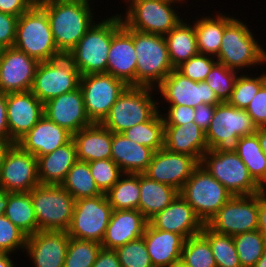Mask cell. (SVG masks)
<instances>
[{
    "instance_id": "obj_1",
    "label": "cell",
    "mask_w": 266,
    "mask_h": 267,
    "mask_svg": "<svg viewBox=\"0 0 266 267\" xmlns=\"http://www.w3.org/2000/svg\"><path fill=\"white\" fill-rule=\"evenodd\" d=\"M89 2L92 3L91 0L38 3L48 16L56 47L62 55H67L96 22L93 16L96 13Z\"/></svg>"
},
{
    "instance_id": "obj_2",
    "label": "cell",
    "mask_w": 266,
    "mask_h": 267,
    "mask_svg": "<svg viewBox=\"0 0 266 267\" xmlns=\"http://www.w3.org/2000/svg\"><path fill=\"white\" fill-rule=\"evenodd\" d=\"M122 27L117 12L106 19L96 21L76 46L67 54L80 75L106 73L108 52L112 36Z\"/></svg>"
},
{
    "instance_id": "obj_3",
    "label": "cell",
    "mask_w": 266,
    "mask_h": 267,
    "mask_svg": "<svg viewBox=\"0 0 266 267\" xmlns=\"http://www.w3.org/2000/svg\"><path fill=\"white\" fill-rule=\"evenodd\" d=\"M249 27L236 17L225 26L217 62L240 73L266 64V49Z\"/></svg>"
},
{
    "instance_id": "obj_4",
    "label": "cell",
    "mask_w": 266,
    "mask_h": 267,
    "mask_svg": "<svg viewBox=\"0 0 266 267\" xmlns=\"http://www.w3.org/2000/svg\"><path fill=\"white\" fill-rule=\"evenodd\" d=\"M155 90L146 86H127L101 124L112 133H122L150 120L161 109L159 99L153 98Z\"/></svg>"
},
{
    "instance_id": "obj_5",
    "label": "cell",
    "mask_w": 266,
    "mask_h": 267,
    "mask_svg": "<svg viewBox=\"0 0 266 267\" xmlns=\"http://www.w3.org/2000/svg\"><path fill=\"white\" fill-rule=\"evenodd\" d=\"M137 56L136 86L156 88L174 69L165 36L133 29Z\"/></svg>"
},
{
    "instance_id": "obj_6",
    "label": "cell",
    "mask_w": 266,
    "mask_h": 267,
    "mask_svg": "<svg viewBox=\"0 0 266 267\" xmlns=\"http://www.w3.org/2000/svg\"><path fill=\"white\" fill-rule=\"evenodd\" d=\"M14 47L39 62L62 56L58 51L46 12L33 5L18 17Z\"/></svg>"
},
{
    "instance_id": "obj_7",
    "label": "cell",
    "mask_w": 266,
    "mask_h": 267,
    "mask_svg": "<svg viewBox=\"0 0 266 267\" xmlns=\"http://www.w3.org/2000/svg\"><path fill=\"white\" fill-rule=\"evenodd\" d=\"M180 3L187 1L135 0L126 7V16L120 13V17L130 29L165 36L182 20L178 11Z\"/></svg>"
},
{
    "instance_id": "obj_8",
    "label": "cell",
    "mask_w": 266,
    "mask_h": 267,
    "mask_svg": "<svg viewBox=\"0 0 266 267\" xmlns=\"http://www.w3.org/2000/svg\"><path fill=\"white\" fill-rule=\"evenodd\" d=\"M256 129L245 109L222 102L216 105L210 126L206 130L208 149L236 152L240 137L255 134Z\"/></svg>"
},
{
    "instance_id": "obj_9",
    "label": "cell",
    "mask_w": 266,
    "mask_h": 267,
    "mask_svg": "<svg viewBox=\"0 0 266 267\" xmlns=\"http://www.w3.org/2000/svg\"><path fill=\"white\" fill-rule=\"evenodd\" d=\"M38 231H67L75 199L61 185L40 184L30 191Z\"/></svg>"
},
{
    "instance_id": "obj_10",
    "label": "cell",
    "mask_w": 266,
    "mask_h": 267,
    "mask_svg": "<svg viewBox=\"0 0 266 267\" xmlns=\"http://www.w3.org/2000/svg\"><path fill=\"white\" fill-rule=\"evenodd\" d=\"M179 194L193 208L203 224H207L232 197V194L201 164L193 170Z\"/></svg>"
},
{
    "instance_id": "obj_11",
    "label": "cell",
    "mask_w": 266,
    "mask_h": 267,
    "mask_svg": "<svg viewBox=\"0 0 266 267\" xmlns=\"http://www.w3.org/2000/svg\"><path fill=\"white\" fill-rule=\"evenodd\" d=\"M200 164L218 180L232 196L260 193L259 184L249 174L248 168L236 152L207 150Z\"/></svg>"
},
{
    "instance_id": "obj_12",
    "label": "cell",
    "mask_w": 266,
    "mask_h": 267,
    "mask_svg": "<svg viewBox=\"0 0 266 267\" xmlns=\"http://www.w3.org/2000/svg\"><path fill=\"white\" fill-rule=\"evenodd\" d=\"M80 73L67 55L39 62L31 92L42 102L79 87Z\"/></svg>"
},
{
    "instance_id": "obj_13",
    "label": "cell",
    "mask_w": 266,
    "mask_h": 267,
    "mask_svg": "<svg viewBox=\"0 0 266 267\" xmlns=\"http://www.w3.org/2000/svg\"><path fill=\"white\" fill-rule=\"evenodd\" d=\"M113 208L106 194L75 201L72 220L67 234L75 239L101 243Z\"/></svg>"
},
{
    "instance_id": "obj_14",
    "label": "cell",
    "mask_w": 266,
    "mask_h": 267,
    "mask_svg": "<svg viewBox=\"0 0 266 267\" xmlns=\"http://www.w3.org/2000/svg\"><path fill=\"white\" fill-rule=\"evenodd\" d=\"M85 111L92 123H101L127 85L111 74L92 73L80 77Z\"/></svg>"
},
{
    "instance_id": "obj_15",
    "label": "cell",
    "mask_w": 266,
    "mask_h": 267,
    "mask_svg": "<svg viewBox=\"0 0 266 267\" xmlns=\"http://www.w3.org/2000/svg\"><path fill=\"white\" fill-rule=\"evenodd\" d=\"M211 230L235 236L258 229V193L232 196L206 224Z\"/></svg>"
},
{
    "instance_id": "obj_16",
    "label": "cell",
    "mask_w": 266,
    "mask_h": 267,
    "mask_svg": "<svg viewBox=\"0 0 266 267\" xmlns=\"http://www.w3.org/2000/svg\"><path fill=\"white\" fill-rule=\"evenodd\" d=\"M161 99L169 105H183L197 107L205 103L218 105L222 103L216 93L205 82H196L184 76L177 69H173L155 88Z\"/></svg>"
},
{
    "instance_id": "obj_17",
    "label": "cell",
    "mask_w": 266,
    "mask_h": 267,
    "mask_svg": "<svg viewBox=\"0 0 266 267\" xmlns=\"http://www.w3.org/2000/svg\"><path fill=\"white\" fill-rule=\"evenodd\" d=\"M38 185L37 158L13 144L1 167L0 188L7 192H30Z\"/></svg>"
},
{
    "instance_id": "obj_18",
    "label": "cell",
    "mask_w": 266,
    "mask_h": 267,
    "mask_svg": "<svg viewBox=\"0 0 266 267\" xmlns=\"http://www.w3.org/2000/svg\"><path fill=\"white\" fill-rule=\"evenodd\" d=\"M199 164L195 157L162 148L153 153L151 162L143 174L151 180L180 191Z\"/></svg>"
},
{
    "instance_id": "obj_19",
    "label": "cell",
    "mask_w": 266,
    "mask_h": 267,
    "mask_svg": "<svg viewBox=\"0 0 266 267\" xmlns=\"http://www.w3.org/2000/svg\"><path fill=\"white\" fill-rule=\"evenodd\" d=\"M38 64L14 46L0 49V92L30 91Z\"/></svg>"
},
{
    "instance_id": "obj_20",
    "label": "cell",
    "mask_w": 266,
    "mask_h": 267,
    "mask_svg": "<svg viewBox=\"0 0 266 267\" xmlns=\"http://www.w3.org/2000/svg\"><path fill=\"white\" fill-rule=\"evenodd\" d=\"M7 124L17 143L44 116V103L31 91L6 93Z\"/></svg>"
},
{
    "instance_id": "obj_21",
    "label": "cell",
    "mask_w": 266,
    "mask_h": 267,
    "mask_svg": "<svg viewBox=\"0 0 266 267\" xmlns=\"http://www.w3.org/2000/svg\"><path fill=\"white\" fill-rule=\"evenodd\" d=\"M69 239L66 231H37L27 237L24 252L34 267H64Z\"/></svg>"
},
{
    "instance_id": "obj_22",
    "label": "cell",
    "mask_w": 266,
    "mask_h": 267,
    "mask_svg": "<svg viewBox=\"0 0 266 267\" xmlns=\"http://www.w3.org/2000/svg\"><path fill=\"white\" fill-rule=\"evenodd\" d=\"M44 115L72 135L92 124L85 111L80 87L46 101Z\"/></svg>"
},
{
    "instance_id": "obj_23",
    "label": "cell",
    "mask_w": 266,
    "mask_h": 267,
    "mask_svg": "<svg viewBox=\"0 0 266 267\" xmlns=\"http://www.w3.org/2000/svg\"><path fill=\"white\" fill-rule=\"evenodd\" d=\"M136 67L133 29L122 22V27L112 36L106 73L122 80L127 86H136Z\"/></svg>"
},
{
    "instance_id": "obj_24",
    "label": "cell",
    "mask_w": 266,
    "mask_h": 267,
    "mask_svg": "<svg viewBox=\"0 0 266 267\" xmlns=\"http://www.w3.org/2000/svg\"><path fill=\"white\" fill-rule=\"evenodd\" d=\"M148 222L156 229L177 233L185 240L200 234L204 226L193 208L180 194Z\"/></svg>"
},
{
    "instance_id": "obj_25",
    "label": "cell",
    "mask_w": 266,
    "mask_h": 267,
    "mask_svg": "<svg viewBox=\"0 0 266 267\" xmlns=\"http://www.w3.org/2000/svg\"><path fill=\"white\" fill-rule=\"evenodd\" d=\"M148 220L139 210H113L101 242L102 248L115 250L144 235Z\"/></svg>"
},
{
    "instance_id": "obj_26",
    "label": "cell",
    "mask_w": 266,
    "mask_h": 267,
    "mask_svg": "<svg viewBox=\"0 0 266 267\" xmlns=\"http://www.w3.org/2000/svg\"><path fill=\"white\" fill-rule=\"evenodd\" d=\"M72 139V134L45 115L17 144L36 158L51 153Z\"/></svg>"
},
{
    "instance_id": "obj_27",
    "label": "cell",
    "mask_w": 266,
    "mask_h": 267,
    "mask_svg": "<svg viewBox=\"0 0 266 267\" xmlns=\"http://www.w3.org/2000/svg\"><path fill=\"white\" fill-rule=\"evenodd\" d=\"M164 148L174 153L187 154L199 162L208 150L206 132L195 122L181 126L164 125Z\"/></svg>"
},
{
    "instance_id": "obj_28",
    "label": "cell",
    "mask_w": 266,
    "mask_h": 267,
    "mask_svg": "<svg viewBox=\"0 0 266 267\" xmlns=\"http://www.w3.org/2000/svg\"><path fill=\"white\" fill-rule=\"evenodd\" d=\"M143 238L154 267H170L181 260L185 241L181 235L156 229L148 222Z\"/></svg>"
},
{
    "instance_id": "obj_29",
    "label": "cell",
    "mask_w": 266,
    "mask_h": 267,
    "mask_svg": "<svg viewBox=\"0 0 266 267\" xmlns=\"http://www.w3.org/2000/svg\"><path fill=\"white\" fill-rule=\"evenodd\" d=\"M154 151L128 139L123 133H112L111 159L123 173L143 174Z\"/></svg>"
},
{
    "instance_id": "obj_30",
    "label": "cell",
    "mask_w": 266,
    "mask_h": 267,
    "mask_svg": "<svg viewBox=\"0 0 266 267\" xmlns=\"http://www.w3.org/2000/svg\"><path fill=\"white\" fill-rule=\"evenodd\" d=\"M76 145L77 160L92 162L111 159L112 132L101 123L91 125L72 135Z\"/></svg>"
},
{
    "instance_id": "obj_31",
    "label": "cell",
    "mask_w": 266,
    "mask_h": 267,
    "mask_svg": "<svg viewBox=\"0 0 266 267\" xmlns=\"http://www.w3.org/2000/svg\"><path fill=\"white\" fill-rule=\"evenodd\" d=\"M76 161V145L73 139L53 152L37 157L40 184L61 185Z\"/></svg>"
},
{
    "instance_id": "obj_32",
    "label": "cell",
    "mask_w": 266,
    "mask_h": 267,
    "mask_svg": "<svg viewBox=\"0 0 266 267\" xmlns=\"http://www.w3.org/2000/svg\"><path fill=\"white\" fill-rule=\"evenodd\" d=\"M216 13L215 16H202L195 19L194 30L196 33L199 54L217 57L225 26L234 18L233 16Z\"/></svg>"
},
{
    "instance_id": "obj_33",
    "label": "cell",
    "mask_w": 266,
    "mask_h": 267,
    "mask_svg": "<svg viewBox=\"0 0 266 267\" xmlns=\"http://www.w3.org/2000/svg\"><path fill=\"white\" fill-rule=\"evenodd\" d=\"M179 194L174 187L149 179L140 174V200L138 210L149 221L165 209Z\"/></svg>"
},
{
    "instance_id": "obj_34",
    "label": "cell",
    "mask_w": 266,
    "mask_h": 267,
    "mask_svg": "<svg viewBox=\"0 0 266 267\" xmlns=\"http://www.w3.org/2000/svg\"><path fill=\"white\" fill-rule=\"evenodd\" d=\"M169 57L174 69L199 54L194 22L183 19L166 35Z\"/></svg>"
},
{
    "instance_id": "obj_35",
    "label": "cell",
    "mask_w": 266,
    "mask_h": 267,
    "mask_svg": "<svg viewBox=\"0 0 266 267\" xmlns=\"http://www.w3.org/2000/svg\"><path fill=\"white\" fill-rule=\"evenodd\" d=\"M4 215L27 236L38 231L30 192H8V203Z\"/></svg>"
},
{
    "instance_id": "obj_36",
    "label": "cell",
    "mask_w": 266,
    "mask_h": 267,
    "mask_svg": "<svg viewBox=\"0 0 266 267\" xmlns=\"http://www.w3.org/2000/svg\"><path fill=\"white\" fill-rule=\"evenodd\" d=\"M106 196L113 210H138L140 174L123 173Z\"/></svg>"
},
{
    "instance_id": "obj_37",
    "label": "cell",
    "mask_w": 266,
    "mask_h": 267,
    "mask_svg": "<svg viewBox=\"0 0 266 267\" xmlns=\"http://www.w3.org/2000/svg\"><path fill=\"white\" fill-rule=\"evenodd\" d=\"M61 186L68 191L75 200L95 197L103 194L91 175L89 163L77 160L68 171Z\"/></svg>"
},
{
    "instance_id": "obj_38",
    "label": "cell",
    "mask_w": 266,
    "mask_h": 267,
    "mask_svg": "<svg viewBox=\"0 0 266 267\" xmlns=\"http://www.w3.org/2000/svg\"><path fill=\"white\" fill-rule=\"evenodd\" d=\"M137 144L151 148L154 152L164 148V120L159 110L150 120L134 125L122 132Z\"/></svg>"
},
{
    "instance_id": "obj_39",
    "label": "cell",
    "mask_w": 266,
    "mask_h": 267,
    "mask_svg": "<svg viewBox=\"0 0 266 267\" xmlns=\"http://www.w3.org/2000/svg\"><path fill=\"white\" fill-rule=\"evenodd\" d=\"M236 153L259 184L266 176V156L256 134L240 137Z\"/></svg>"
},
{
    "instance_id": "obj_40",
    "label": "cell",
    "mask_w": 266,
    "mask_h": 267,
    "mask_svg": "<svg viewBox=\"0 0 266 267\" xmlns=\"http://www.w3.org/2000/svg\"><path fill=\"white\" fill-rule=\"evenodd\" d=\"M201 234L209 241L217 267H241L233 236L217 233L206 224Z\"/></svg>"
},
{
    "instance_id": "obj_41",
    "label": "cell",
    "mask_w": 266,
    "mask_h": 267,
    "mask_svg": "<svg viewBox=\"0 0 266 267\" xmlns=\"http://www.w3.org/2000/svg\"><path fill=\"white\" fill-rule=\"evenodd\" d=\"M241 267H254L266 249V237L257 229L233 236Z\"/></svg>"
},
{
    "instance_id": "obj_42",
    "label": "cell",
    "mask_w": 266,
    "mask_h": 267,
    "mask_svg": "<svg viewBox=\"0 0 266 267\" xmlns=\"http://www.w3.org/2000/svg\"><path fill=\"white\" fill-rule=\"evenodd\" d=\"M181 260L188 267H217L209 241L201 233L184 241Z\"/></svg>"
},
{
    "instance_id": "obj_43",
    "label": "cell",
    "mask_w": 266,
    "mask_h": 267,
    "mask_svg": "<svg viewBox=\"0 0 266 267\" xmlns=\"http://www.w3.org/2000/svg\"><path fill=\"white\" fill-rule=\"evenodd\" d=\"M262 73L260 76L256 75V77L252 73L248 74L247 71L246 73L242 72L239 74L228 103L236 108L246 110L255 94L266 82V71Z\"/></svg>"
},
{
    "instance_id": "obj_44",
    "label": "cell",
    "mask_w": 266,
    "mask_h": 267,
    "mask_svg": "<svg viewBox=\"0 0 266 267\" xmlns=\"http://www.w3.org/2000/svg\"><path fill=\"white\" fill-rule=\"evenodd\" d=\"M101 243L70 237L64 267H92Z\"/></svg>"
},
{
    "instance_id": "obj_45",
    "label": "cell",
    "mask_w": 266,
    "mask_h": 267,
    "mask_svg": "<svg viewBox=\"0 0 266 267\" xmlns=\"http://www.w3.org/2000/svg\"><path fill=\"white\" fill-rule=\"evenodd\" d=\"M238 73L240 72L227 68L224 64L216 62L204 81L216 93L221 102H228L239 75Z\"/></svg>"
},
{
    "instance_id": "obj_46",
    "label": "cell",
    "mask_w": 266,
    "mask_h": 267,
    "mask_svg": "<svg viewBox=\"0 0 266 267\" xmlns=\"http://www.w3.org/2000/svg\"><path fill=\"white\" fill-rule=\"evenodd\" d=\"M121 267H154L143 236L114 250Z\"/></svg>"
},
{
    "instance_id": "obj_47",
    "label": "cell",
    "mask_w": 266,
    "mask_h": 267,
    "mask_svg": "<svg viewBox=\"0 0 266 267\" xmlns=\"http://www.w3.org/2000/svg\"><path fill=\"white\" fill-rule=\"evenodd\" d=\"M88 163L91 175L103 194H106L123 174L112 159H101Z\"/></svg>"
},
{
    "instance_id": "obj_48",
    "label": "cell",
    "mask_w": 266,
    "mask_h": 267,
    "mask_svg": "<svg viewBox=\"0 0 266 267\" xmlns=\"http://www.w3.org/2000/svg\"><path fill=\"white\" fill-rule=\"evenodd\" d=\"M27 237L5 215L0 216V252L9 254L24 252Z\"/></svg>"
},
{
    "instance_id": "obj_49",
    "label": "cell",
    "mask_w": 266,
    "mask_h": 267,
    "mask_svg": "<svg viewBox=\"0 0 266 267\" xmlns=\"http://www.w3.org/2000/svg\"><path fill=\"white\" fill-rule=\"evenodd\" d=\"M216 62L217 59L215 57L205 54H197L183 62L176 69L189 79L201 82L205 80Z\"/></svg>"
},
{
    "instance_id": "obj_50",
    "label": "cell",
    "mask_w": 266,
    "mask_h": 267,
    "mask_svg": "<svg viewBox=\"0 0 266 267\" xmlns=\"http://www.w3.org/2000/svg\"><path fill=\"white\" fill-rule=\"evenodd\" d=\"M246 112L251 117L254 125L266 127V82L261 86L257 94L251 100Z\"/></svg>"
},
{
    "instance_id": "obj_51",
    "label": "cell",
    "mask_w": 266,
    "mask_h": 267,
    "mask_svg": "<svg viewBox=\"0 0 266 267\" xmlns=\"http://www.w3.org/2000/svg\"><path fill=\"white\" fill-rule=\"evenodd\" d=\"M17 22V16L0 12V49L14 46Z\"/></svg>"
},
{
    "instance_id": "obj_52",
    "label": "cell",
    "mask_w": 266,
    "mask_h": 267,
    "mask_svg": "<svg viewBox=\"0 0 266 267\" xmlns=\"http://www.w3.org/2000/svg\"><path fill=\"white\" fill-rule=\"evenodd\" d=\"M165 114L162 113L164 125L181 126L188 122H194L195 109L190 106L170 105Z\"/></svg>"
},
{
    "instance_id": "obj_53",
    "label": "cell",
    "mask_w": 266,
    "mask_h": 267,
    "mask_svg": "<svg viewBox=\"0 0 266 267\" xmlns=\"http://www.w3.org/2000/svg\"><path fill=\"white\" fill-rule=\"evenodd\" d=\"M216 105L202 103L195 107L194 122L205 132L209 128Z\"/></svg>"
},
{
    "instance_id": "obj_54",
    "label": "cell",
    "mask_w": 266,
    "mask_h": 267,
    "mask_svg": "<svg viewBox=\"0 0 266 267\" xmlns=\"http://www.w3.org/2000/svg\"><path fill=\"white\" fill-rule=\"evenodd\" d=\"M32 6L29 0H0V12L17 17L27 12Z\"/></svg>"
},
{
    "instance_id": "obj_55",
    "label": "cell",
    "mask_w": 266,
    "mask_h": 267,
    "mask_svg": "<svg viewBox=\"0 0 266 267\" xmlns=\"http://www.w3.org/2000/svg\"><path fill=\"white\" fill-rule=\"evenodd\" d=\"M92 267H121L118 256L114 250L104 249L98 252Z\"/></svg>"
},
{
    "instance_id": "obj_56",
    "label": "cell",
    "mask_w": 266,
    "mask_h": 267,
    "mask_svg": "<svg viewBox=\"0 0 266 267\" xmlns=\"http://www.w3.org/2000/svg\"><path fill=\"white\" fill-rule=\"evenodd\" d=\"M0 139L11 140L7 124L6 93L0 92Z\"/></svg>"
},
{
    "instance_id": "obj_57",
    "label": "cell",
    "mask_w": 266,
    "mask_h": 267,
    "mask_svg": "<svg viewBox=\"0 0 266 267\" xmlns=\"http://www.w3.org/2000/svg\"><path fill=\"white\" fill-rule=\"evenodd\" d=\"M258 230L266 237V193H258Z\"/></svg>"
},
{
    "instance_id": "obj_58",
    "label": "cell",
    "mask_w": 266,
    "mask_h": 267,
    "mask_svg": "<svg viewBox=\"0 0 266 267\" xmlns=\"http://www.w3.org/2000/svg\"><path fill=\"white\" fill-rule=\"evenodd\" d=\"M14 143L11 140L0 139V173L6 153Z\"/></svg>"
},
{
    "instance_id": "obj_59",
    "label": "cell",
    "mask_w": 266,
    "mask_h": 267,
    "mask_svg": "<svg viewBox=\"0 0 266 267\" xmlns=\"http://www.w3.org/2000/svg\"><path fill=\"white\" fill-rule=\"evenodd\" d=\"M255 134L257 135L261 149L266 156V127H258Z\"/></svg>"
},
{
    "instance_id": "obj_60",
    "label": "cell",
    "mask_w": 266,
    "mask_h": 267,
    "mask_svg": "<svg viewBox=\"0 0 266 267\" xmlns=\"http://www.w3.org/2000/svg\"><path fill=\"white\" fill-rule=\"evenodd\" d=\"M10 255L12 254L0 252V267H17Z\"/></svg>"
},
{
    "instance_id": "obj_61",
    "label": "cell",
    "mask_w": 266,
    "mask_h": 267,
    "mask_svg": "<svg viewBox=\"0 0 266 267\" xmlns=\"http://www.w3.org/2000/svg\"><path fill=\"white\" fill-rule=\"evenodd\" d=\"M8 203V192L0 188V216L4 215Z\"/></svg>"
},
{
    "instance_id": "obj_62",
    "label": "cell",
    "mask_w": 266,
    "mask_h": 267,
    "mask_svg": "<svg viewBox=\"0 0 266 267\" xmlns=\"http://www.w3.org/2000/svg\"><path fill=\"white\" fill-rule=\"evenodd\" d=\"M254 267H266V249L260 259L255 263Z\"/></svg>"
},
{
    "instance_id": "obj_63",
    "label": "cell",
    "mask_w": 266,
    "mask_h": 267,
    "mask_svg": "<svg viewBox=\"0 0 266 267\" xmlns=\"http://www.w3.org/2000/svg\"><path fill=\"white\" fill-rule=\"evenodd\" d=\"M87 0H41L39 3L77 2Z\"/></svg>"
},
{
    "instance_id": "obj_64",
    "label": "cell",
    "mask_w": 266,
    "mask_h": 267,
    "mask_svg": "<svg viewBox=\"0 0 266 267\" xmlns=\"http://www.w3.org/2000/svg\"><path fill=\"white\" fill-rule=\"evenodd\" d=\"M260 193H266V176L265 178L259 183Z\"/></svg>"
},
{
    "instance_id": "obj_65",
    "label": "cell",
    "mask_w": 266,
    "mask_h": 267,
    "mask_svg": "<svg viewBox=\"0 0 266 267\" xmlns=\"http://www.w3.org/2000/svg\"><path fill=\"white\" fill-rule=\"evenodd\" d=\"M170 267H188L182 260L174 262Z\"/></svg>"
},
{
    "instance_id": "obj_66",
    "label": "cell",
    "mask_w": 266,
    "mask_h": 267,
    "mask_svg": "<svg viewBox=\"0 0 266 267\" xmlns=\"http://www.w3.org/2000/svg\"><path fill=\"white\" fill-rule=\"evenodd\" d=\"M33 5H38L41 0H29Z\"/></svg>"
},
{
    "instance_id": "obj_67",
    "label": "cell",
    "mask_w": 266,
    "mask_h": 267,
    "mask_svg": "<svg viewBox=\"0 0 266 267\" xmlns=\"http://www.w3.org/2000/svg\"><path fill=\"white\" fill-rule=\"evenodd\" d=\"M123 1L126 2V7H127L131 2H133L135 0H123Z\"/></svg>"
}]
</instances>
